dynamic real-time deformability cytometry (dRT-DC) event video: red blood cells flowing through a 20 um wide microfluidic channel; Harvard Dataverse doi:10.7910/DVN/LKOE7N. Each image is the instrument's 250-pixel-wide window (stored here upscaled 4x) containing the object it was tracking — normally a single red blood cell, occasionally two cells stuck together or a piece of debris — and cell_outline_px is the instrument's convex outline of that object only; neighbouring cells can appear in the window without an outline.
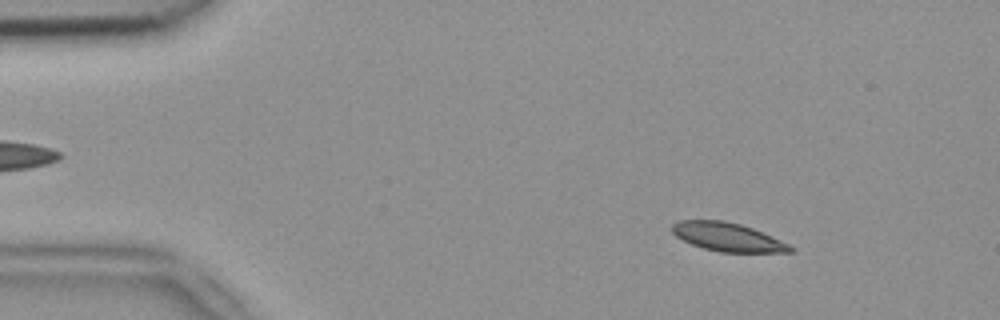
{"species": "common noctule bat (a hibernating species)", "species_latin": "Nyctalus noctula", "temperature_condition": "room temperature", "stored_images_in_passage": 15, "camera_frame_rate_fps": 3000, "um_per_image_px": 0.085, "animal": {"sex": "female", "body_mass_g": 18.4}, "frame": {"image": 1, "passage_image": 7, "time_ms": 2.0, "image_size_px": [1000, 320], "cell_outline_px": [[796, 252], [720, 252], [704, 248], [692, 244], [676, 236], [672, 232], [672, 224], [680, 220], [724, 220], [740, 224], [752, 228], [772, 236], [796, 248]], "centroid_in_image_um": [61.88, 20.14], "position_along_channel_um": 23.1, "area_um2": 19.59}}